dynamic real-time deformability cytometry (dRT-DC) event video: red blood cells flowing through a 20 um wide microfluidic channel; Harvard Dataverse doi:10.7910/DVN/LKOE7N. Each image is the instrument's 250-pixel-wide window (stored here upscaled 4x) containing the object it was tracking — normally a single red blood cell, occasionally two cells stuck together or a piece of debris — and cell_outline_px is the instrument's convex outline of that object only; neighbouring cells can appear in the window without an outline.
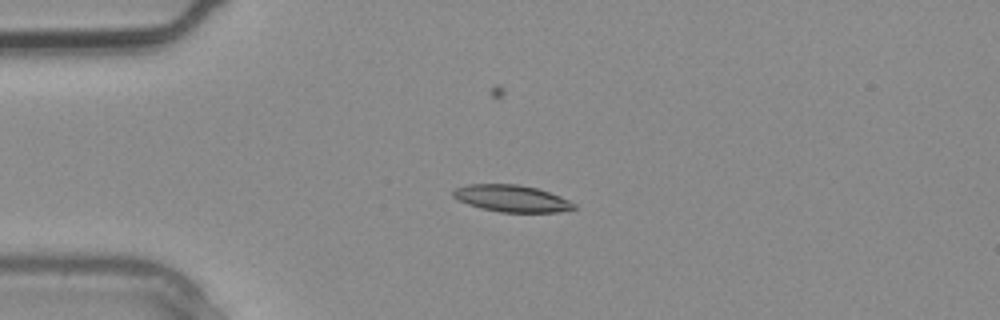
{"species": "common noctule bat (a hibernating species)", "species_latin": "Nyctalus noctula", "temperature_condition": "warm", "stored_images_in_passage": 2, "camera_frame_rate_fps": 3000, "um_per_image_px": 0.085, "animal": {"sex": "male", "body_mass_g": 20.4}, "frame": {"image": 1, "passage_image": 2, "time_ms": 0.333, "image_size_px": [1000, 320], "cell_outline_px": [[576, 208], [556, 212], [500, 212], [480, 208], [468, 204], [452, 196], [452, 192], [456, 188], [468, 184], [520, 184], [536, 188], [560, 196], [576, 204]], "centroid_in_image_um": [43.48, 16.86], "position_along_channel_um": 41.5, "area_um2": 18.79}}